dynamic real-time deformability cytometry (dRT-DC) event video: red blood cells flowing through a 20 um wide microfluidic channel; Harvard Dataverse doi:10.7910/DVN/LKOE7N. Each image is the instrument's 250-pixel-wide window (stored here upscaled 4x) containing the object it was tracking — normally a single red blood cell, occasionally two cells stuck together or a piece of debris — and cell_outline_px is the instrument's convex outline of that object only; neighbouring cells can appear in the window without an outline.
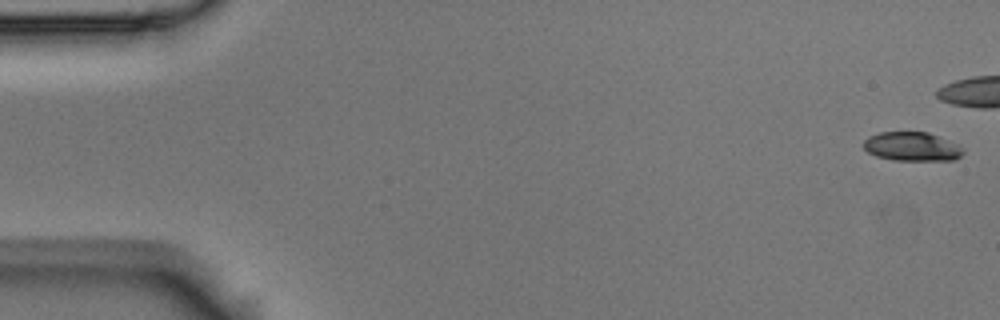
{"species": "Egyptian fruit bat (a non-hibernating species)", "species_latin": "Rousettus aegyptiacus", "temperature_condition": "room temperature", "stored_images_in_passage": 6, "camera_frame_rate_fps": 3000, "um_per_image_px": 0.085, "animal": {"sex": "male"}, "frame": {"image": 1, "passage_image": 1, "time_ms": 0.0, "image_size_px": [1000, 320], "cell_outline_px": [[964, 152], [960, 156], [952, 160], [892, 160], [876, 156], [868, 152], [864, 148], [864, 140], [868, 136], [880, 132], [928, 132], [960, 144], [964, 148]], "centroid_in_image_um": [77.54, 12.45], "position_along_channel_um": 7.5, "area_um2": 16.94}}